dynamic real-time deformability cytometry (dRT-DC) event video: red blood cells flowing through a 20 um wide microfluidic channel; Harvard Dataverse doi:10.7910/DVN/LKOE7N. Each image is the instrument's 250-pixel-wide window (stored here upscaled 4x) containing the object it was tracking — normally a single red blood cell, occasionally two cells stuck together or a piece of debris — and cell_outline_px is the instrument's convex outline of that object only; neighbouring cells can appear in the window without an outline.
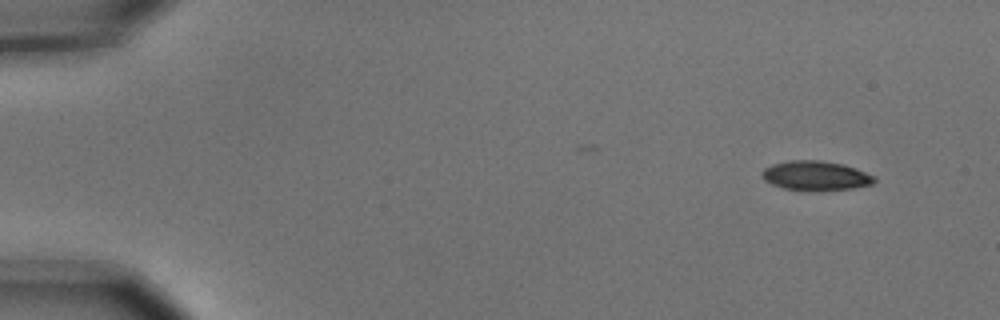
{"species": "common noctule bat (a hibernating species)", "species_latin": "Nyctalus noctula", "temperature_condition": "cold", "stored_images_in_passage": 14, "camera_frame_rate_fps": 3000, "um_per_image_px": 0.085, "animal": {"sex": "male", "body_mass_g": 15.6}, "frame": {"image": 1, "passage_image": 1, "time_ms": 0.0, "image_size_px": [1000, 320], "cell_outline_px": [[876, 180], [872, 184], [852, 188], [784, 188], [772, 184], [764, 180], [760, 172], [764, 168], [772, 164], [788, 160], [820, 160], [840, 164], [856, 168], [876, 176]], "centroid_in_image_um": [69.31, 14.88], "position_along_channel_um": 15.7, "area_um2": 18.55}}
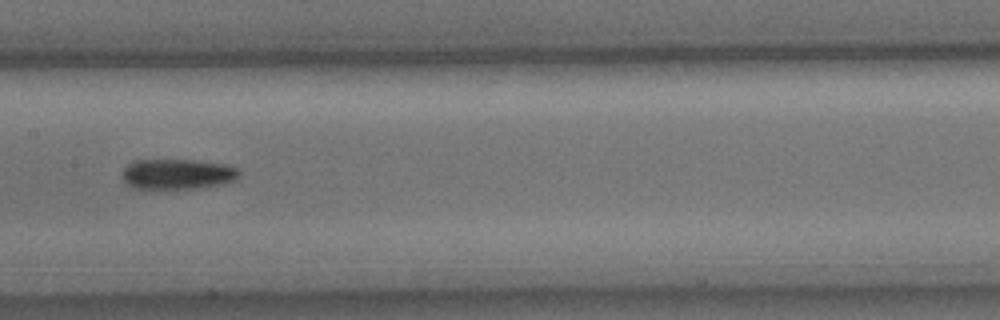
{"frame": {"image": 2, "passage_image": 7, "time_ms": 2.0, "image_size_px": [1000, 320], "cell_outline_px": [[240, 176], [236, 180], [224, 184], [196, 188], [136, 188], [128, 184], [120, 176], [124, 168], [132, 160], [196, 160], [228, 164], [240, 168]], "centroid_in_image_um": [15.14, 14.78], "position_along_channel_um": 192.3, "area_um2": 20.92}}
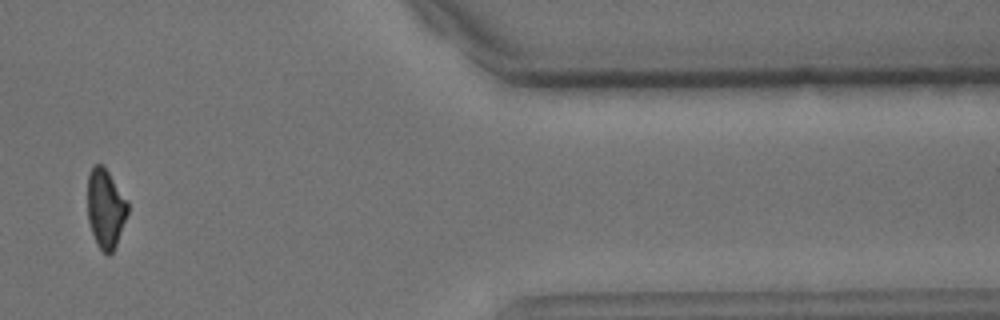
{"frame": {"image": 3, "passage_image": 12, "time_ms": 3.667, "image_size_px": [1000, 320], "cell_outline_px": [[128, 212], [116, 244], [112, 252], [108, 256], [96, 244], [88, 220], [88, 172], [92, 164], [100, 164], [108, 172], [128, 200]], "centroid_in_image_um": [8.96, 17.7], "position_along_channel_um": 402.4, "area_um2": 18.44}}